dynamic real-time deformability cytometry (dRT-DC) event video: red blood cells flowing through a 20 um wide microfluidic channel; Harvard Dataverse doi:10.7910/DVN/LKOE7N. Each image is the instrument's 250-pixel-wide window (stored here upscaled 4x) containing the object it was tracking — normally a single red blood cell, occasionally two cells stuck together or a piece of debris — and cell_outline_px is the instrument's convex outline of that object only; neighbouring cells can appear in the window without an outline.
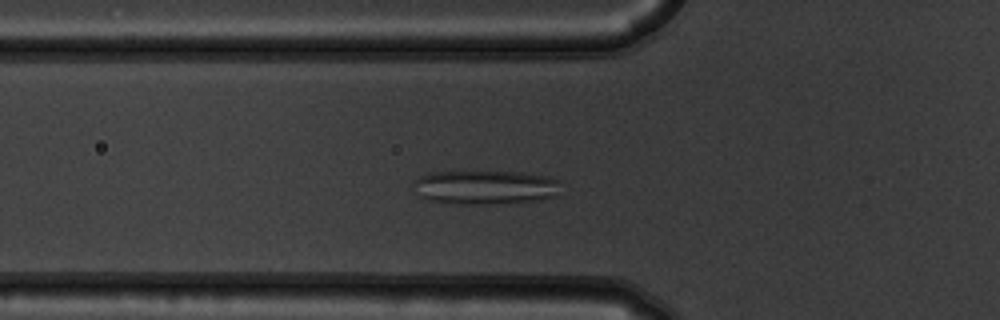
{"species": "common noctule bat (a hibernating species)", "species_latin": "Nyctalus noctula", "temperature_condition": "warm", "stored_images_in_passage": 40, "segment_of_instrument_passage": [1, 2], "camera_frame_rate_fps": 3000, "um_per_image_px": 0.085, "animal": {"sex": "male", "body_mass_g": 19.5, "forearm_length_mm": 54.6}, "frame": {"image": 1, "passage_image": 4, "time_ms": 1.0, "image_size_px": [1000, 320], "cell_outline_px": [[560, 180], [556, 196], [544, 200], [492, 204], [448, 204], [424, 200], [416, 196], [412, 184], [412, 180], [428, 172], [520, 172], [548, 176]], "centroid_in_image_um": [41.16, 15.94], "position_along_channel_um": 84.6, "area_um2": 30.0}}
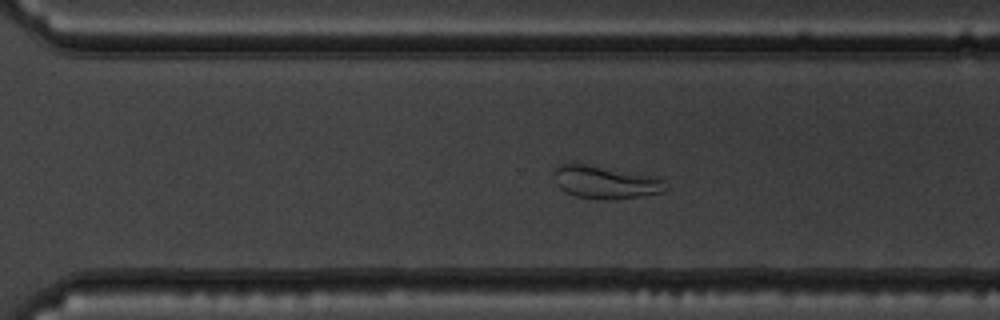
{"frame": {"image": 2, "passage_image": 23, "time_ms": 7.333, "image_size_px": [1000, 320], "cell_outline_px": [[668, 188], [660, 192], [640, 196], [608, 200], [604, 200], [576, 196], [564, 192], [556, 184], [552, 172], [560, 164], [572, 160], [652, 176], [664, 180]], "centroid_in_image_um": [51.36, 15.45], "position_along_channel_um": 319.2, "area_um2": 21.85}}
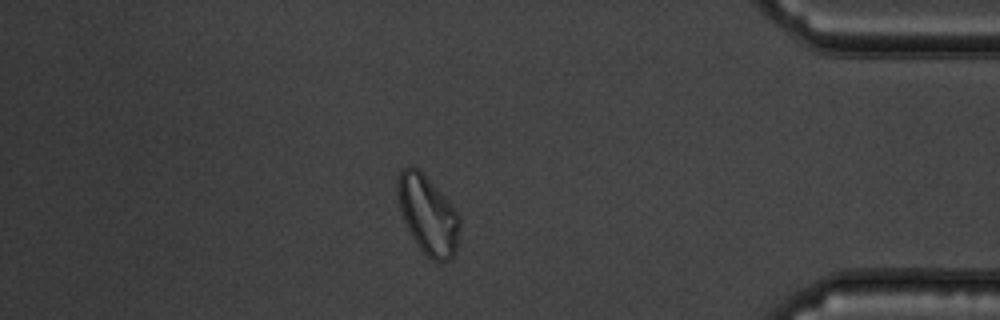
{"frame": {"image": 3, "passage_image": 32, "time_ms": 10.333, "image_size_px": [1000, 320], "cell_outline_px": [[460, 228], [456, 252], [448, 260], [432, 260], [416, 244], [404, 220], [400, 208], [396, 192], [396, 180], [400, 168], [420, 168], [444, 196], [460, 216]], "centroid_in_image_um": [36.36, 18.23], "position_along_channel_um": 398.8, "area_um2": 28.32}}